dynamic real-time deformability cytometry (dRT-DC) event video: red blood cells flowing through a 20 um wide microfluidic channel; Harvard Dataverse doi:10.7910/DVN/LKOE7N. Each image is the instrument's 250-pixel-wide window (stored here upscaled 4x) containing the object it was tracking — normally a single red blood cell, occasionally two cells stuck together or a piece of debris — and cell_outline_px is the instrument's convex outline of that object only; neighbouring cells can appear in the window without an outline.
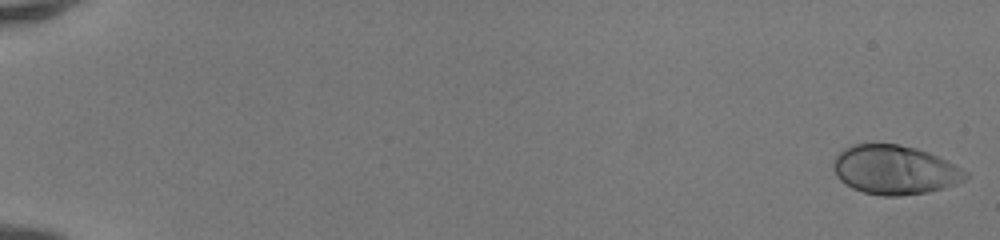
{"species": "human", "species_latin": "Homo sapiens", "temperature_condition": "room temperature", "stored_images_in_passage": 51, "camera_frame_rate_fps": 3000, "um_per_image_px": 0.085, "donor": {"sex": "female"}, "frame": {"image": 1, "passage_image": 1, "time_ms": 0.0, "image_size_px": [1000, 240], "cell_outline_px": [[968, 176], [964, 180], [956, 184], [944, 188], [928, 192], [900, 196], [884, 196], [864, 192], [852, 188], [840, 180], [836, 176], [832, 168], [832, 164], [836, 156], [844, 148], [852, 144], [900, 144], [916, 148], [928, 152], [956, 164], [968, 172]], "centroid_in_image_um": [76.06, 14.44], "position_along_channel_um": 8.9, "area_um2": 38.03}}
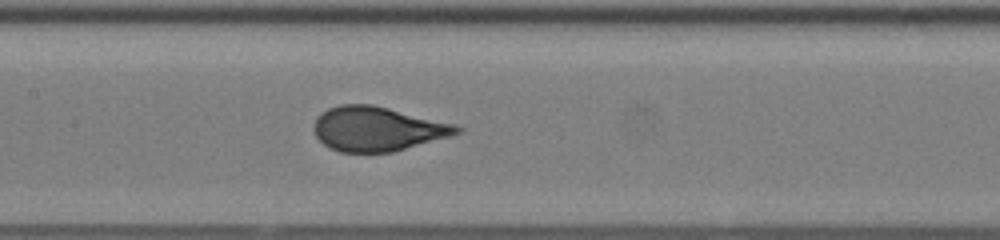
{"frame": {"image": 2, "passage_image": 27, "time_ms": 8.667, "image_size_px": [1000, 240], "cell_outline_px": [[464, 128], [460, 132], [448, 136], [392, 152], [340, 152], [328, 148], [316, 136], [312, 128], [316, 116], [328, 108], [340, 104], [372, 104], [456, 124]], "centroid_in_image_um": [32.03, 10.94], "position_along_channel_um": 175.4, "area_um2": 36.93}}
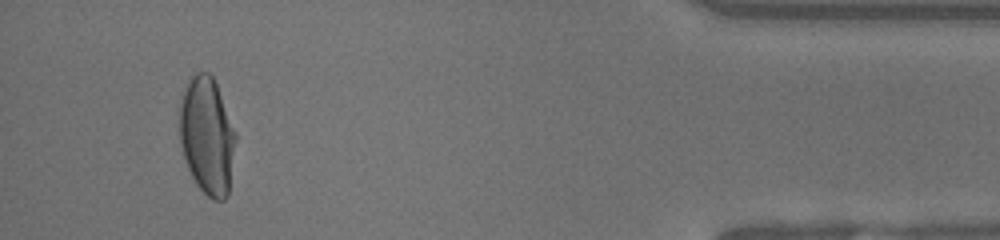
{"frame": {"image": 3, "passage_image": 48, "time_ms": 15.667, "image_size_px": [1000, 240], "cell_outline_px": [[236, 140], [228, 196], [224, 200], [212, 200], [196, 184], [188, 168], [180, 144], [180, 104], [188, 80], [196, 72], [208, 72], [212, 76], [216, 84], [236, 132]], "centroid_in_image_um": [17.61, 11.56], "position_along_channel_um": 417.6, "area_um2": 38.15}, "authors_computed_cell_mechanics": {"area_um2": 37.1654, "velocity_mm_per_s": 4.2161, "shape_relaxation_time_tau1_ms": 4.937, "shape_relaxation_time_tau2_ms": null, "deformation_change_tau1": 0.2434, "deformation_change_tau2": null}}